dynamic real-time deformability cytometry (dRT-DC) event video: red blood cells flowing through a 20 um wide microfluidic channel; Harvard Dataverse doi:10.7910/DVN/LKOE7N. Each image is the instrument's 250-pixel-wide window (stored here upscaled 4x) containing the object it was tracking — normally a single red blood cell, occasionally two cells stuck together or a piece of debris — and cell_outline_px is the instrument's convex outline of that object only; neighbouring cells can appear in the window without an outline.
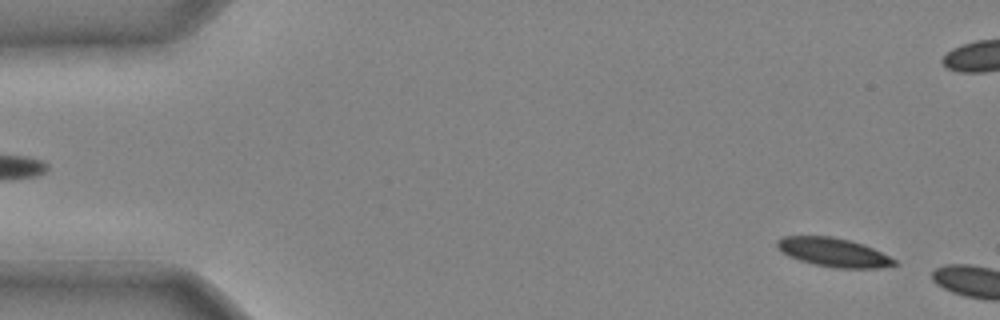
{"species": "common noctule bat (a hibernating species)", "species_latin": "Nyctalus noctula", "temperature_condition": "cold", "stored_images_in_passage": 5, "camera_frame_rate_fps": 3000, "um_per_image_px": 0.085, "animal": {"sex": "male", "body_mass_g": 20.4}, "frame": {"image": 1, "passage_image": 2, "time_ms": 0.333, "image_size_px": [1000, 320], "cell_outline_px": [[900, 264], [880, 268], [836, 268], [816, 264], [800, 260], [788, 256], [776, 248], [776, 240], [784, 236], [832, 236], [864, 244], [896, 260]], "centroid_in_image_um": [70.84, 21.44], "position_along_channel_um": 14.2, "area_um2": 19.65}}